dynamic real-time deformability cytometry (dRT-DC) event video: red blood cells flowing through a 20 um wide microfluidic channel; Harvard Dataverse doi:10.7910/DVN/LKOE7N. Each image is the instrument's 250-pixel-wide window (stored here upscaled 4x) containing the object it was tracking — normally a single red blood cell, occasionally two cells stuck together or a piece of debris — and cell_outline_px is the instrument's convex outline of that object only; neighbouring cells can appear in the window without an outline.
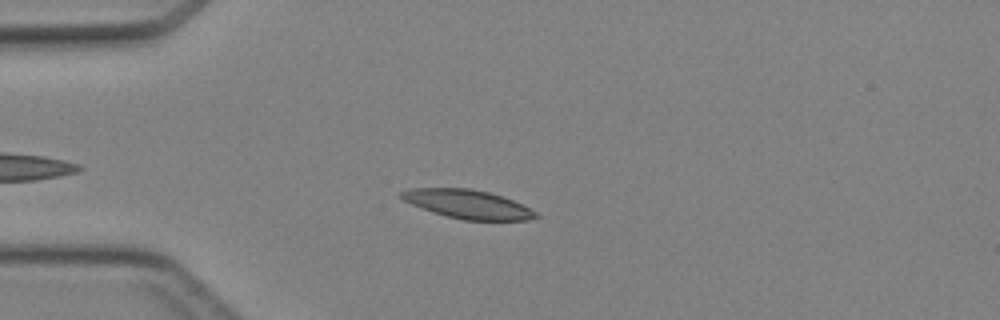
{"species": "Egyptian fruit bat (a non-hibernating species)", "species_latin": "Rousettus aegyptiacus", "temperature_condition": "cold", "stored_images_in_passage": 31, "camera_frame_rate_fps": 3000, "um_per_image_px": 0.085, "animal": {"sex": "female"}, "frame": {"image": 1, "passage_image": 6, "time_ms": 1.667, "image_size_px": [1000, 320], "cell_outline_px": [[540, 216], [528, 220], [464, 220], [432, 212], [412, 204], [404, 200], [400, 196], [400, 192], [408, 188], [468, 188], [488, 192], [512, 200], [536, 212]], "centroid_in_image_um": [39.73, 17.35], "position_along_channel_um": 45.3, "area_um2": 22.2}}
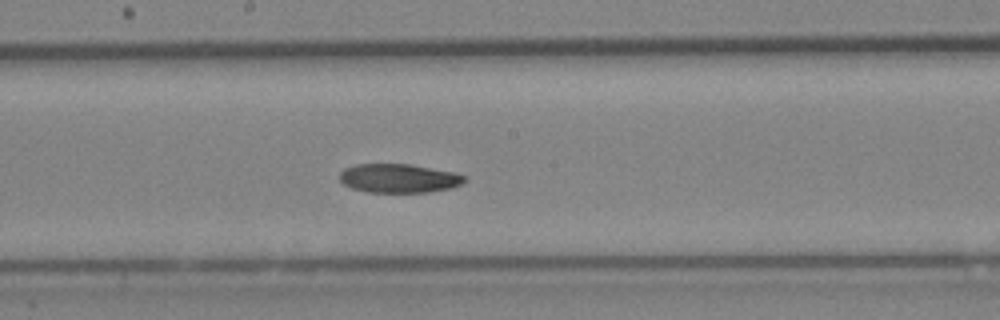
{"frame": {"image": 2, "passage_image": 19, "time_ms": 6.0, "image_size_px": [1000, 320], "cell_outline_px": [[464, 180], [460, 184], [452, 188], [428, 192], [368, 192], [352, 188], [344, 184], [340, 180], [340, 172], [344, 168], [356, 164], [408, 164], [452, 172], [464, 176]], "centroid_in_image_um": [33.85, 15.16], "position_along_channel_um": 214.4, "area_um2": 20.75}}
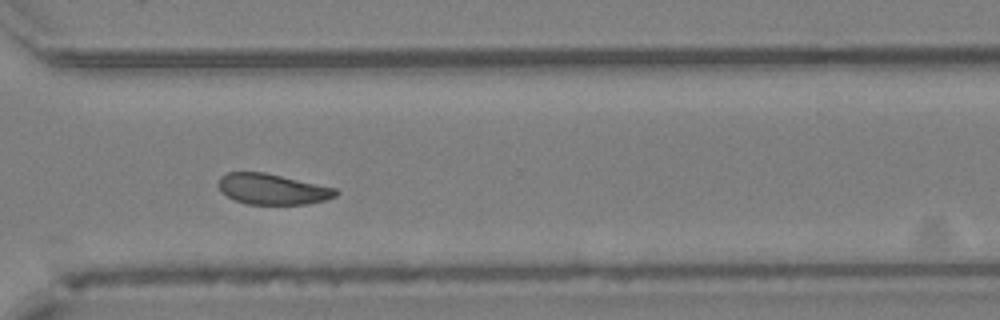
{"frame": {"image": 3, "passage_image": 28, "time_ms": 9.0, "image_size_px": [1000, 320], "cell_outline_px": [[340, 192], [336, 196], [324, 200], [308, 204], [248, 204], [236, 200], [220, 192], [220, 176], [228, 172], [264, 172], [336, 188]], "centroid_in_image_um": [23.18, 16.07], "position_along_channel_um": 347.4, "area_um2": 20.81}}